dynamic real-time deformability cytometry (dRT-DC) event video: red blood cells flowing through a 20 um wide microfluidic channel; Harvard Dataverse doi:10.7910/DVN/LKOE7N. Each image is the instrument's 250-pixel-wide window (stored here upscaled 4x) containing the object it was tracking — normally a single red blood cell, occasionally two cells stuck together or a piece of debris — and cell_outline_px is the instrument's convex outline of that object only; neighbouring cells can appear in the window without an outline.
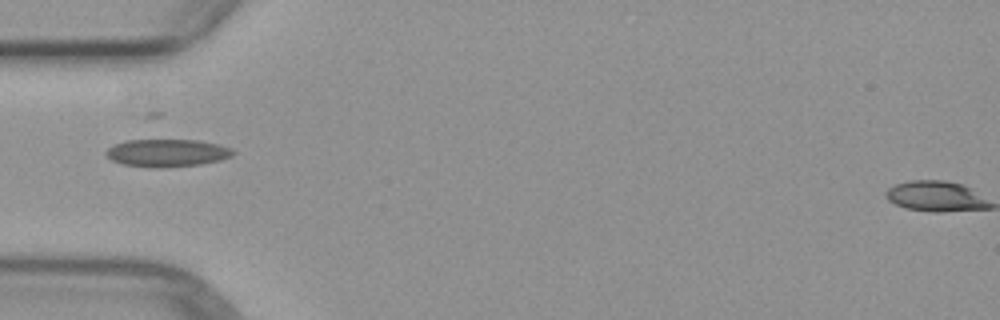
{"species": "common noctule bat (a hibernating species)", "species_latin": "Nyctalus noctula", "temperature_condition": "warm", "stored_images_in_passage": 4, "camera_frame_rate_fps": 3000, "um_per_image_px": 0.085, "animal": {"sex": "female", "body_mass_g": 29.2, "forearm_length_mm": 56.3}, "frame": {"image": 1, "passage_image": 4, "time_ms": 3.667, "image_size_px": [1000, 320], "cell_outline_px": [[236, 152], [232, 156], [220, 160], [200, 164], [156, 168], [152, 168], [120, 164], [112, 160], [104, 152], [108, 148], [124, 140], [200, 140], [220, 144], [232, 148]], "centroid_in_image_um": [14.22, 12.99], "position_along_channel_um": 70.8, "area_um2": 20.58}}